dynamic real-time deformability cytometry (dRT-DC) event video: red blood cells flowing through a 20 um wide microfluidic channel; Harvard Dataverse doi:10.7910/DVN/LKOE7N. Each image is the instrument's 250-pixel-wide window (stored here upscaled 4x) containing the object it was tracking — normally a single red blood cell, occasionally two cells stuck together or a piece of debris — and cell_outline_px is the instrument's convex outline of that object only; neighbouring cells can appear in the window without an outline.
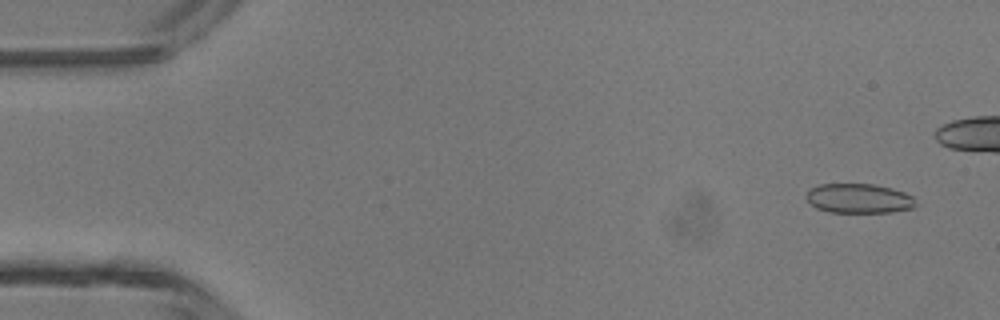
{"species": "common noctule bat (a hibernating species)", "species_latin": "Nyctalus noctula", "temperature_condition": "room temperature", "stored_images_in_passage": 37, "camera_frame_rate_fps": 3000, "um_per_image_px": 0.085, "animal": {"sex": "male", "body_mass_g": 13.3}, "frame": {"image": 1, "passage_image": 1, "time_ms": 0.0, "image_size_px": [1000, 320], "cell_outline_px": [[916, 204], [912, 208], [892, 212], [828, 212], [816, 208], [804, 196], [808, 188], [820, 184], [872, 184], [892, 188], [904, 192], [912, 196]], "centroid_in_image_um": [72.96, 16.86], "position_along_channel_um": 12.0, "area_um2": 18.9}}
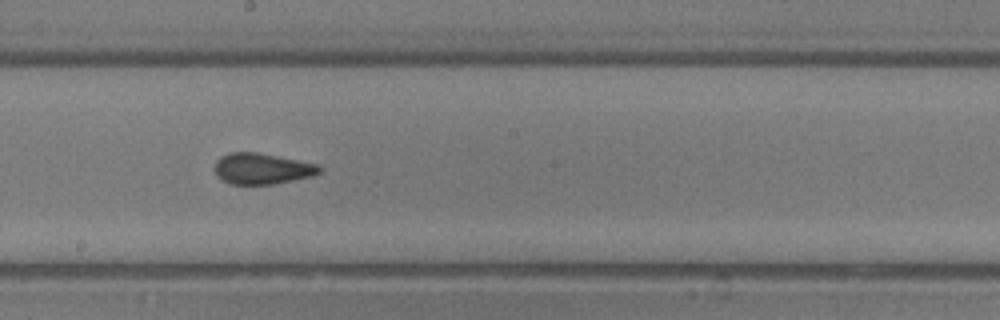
{"frame": {"image": 2, "passage_image": 24, "time_ms": 7.667, "image_size_px": [1000, 320], "cell_outline_px": [[324, 168], [320, 172], [312, 176], [272, 184], [228, 184], [220, 180], [216, 176], [216, 160], [220, 156], [228, 152], [256, 152], [320, 164]], "centroid_in_image_um": [22.27, 14.33], "position_along_channel_um": 225.9, "area_um2": 19.07}}
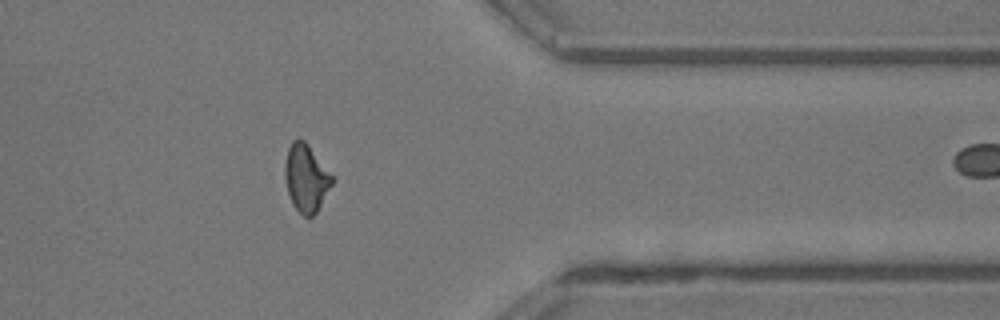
{"frame": {"image": 3, "passage_image": 36, "time_ms": 11.667, "image_size_px": [1000, 320], "cell_outline_px": [[336, 180], [316, 212], [308, 220], [292, 204], [288, 192], [284, 176], [284, 164], [288, 148], [292, 140], [304, 140], [308, 144]], "centroid_in_image_um": [26.03, 15.15], "position_along_channel_um": 385.4, "area_um2": 18.67}}